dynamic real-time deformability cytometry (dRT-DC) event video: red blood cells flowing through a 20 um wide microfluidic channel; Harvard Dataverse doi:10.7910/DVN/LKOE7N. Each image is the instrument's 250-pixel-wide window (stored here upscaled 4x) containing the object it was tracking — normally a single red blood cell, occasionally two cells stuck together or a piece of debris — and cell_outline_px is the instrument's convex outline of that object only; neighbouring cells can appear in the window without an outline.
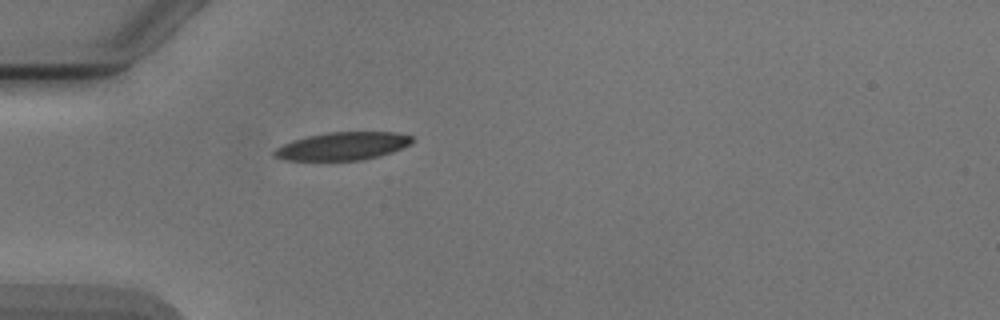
{"species": "Egyptian fruit bat (a non-hibernating species)", "species_latin": "Rousettus aegyptiacus", "temperature_condition": "cold", "stored_images_in_passage": 1, "camera_frame_rate_fps": 3000, "um_per_image_px": 0.085, "animal": {"sex": "male"}, "frame": {"image": 1, "passage_image": 1, "time_ms": 0.0, "image_size_px": [1000, 320], "cell_outline_px": [[412, 140], [408, 144], [392, 152], [380, 156], [360, 160], [284, 160], [272, 156], [272, 152], [276, 148], [292, 140], [308, 136], [328, 132], [396, 132], [412, 136]], "centroid_in_image_um": [29.08, 12.42], "position_along_channel_um": 55.9, "area_um2": 22.31}}